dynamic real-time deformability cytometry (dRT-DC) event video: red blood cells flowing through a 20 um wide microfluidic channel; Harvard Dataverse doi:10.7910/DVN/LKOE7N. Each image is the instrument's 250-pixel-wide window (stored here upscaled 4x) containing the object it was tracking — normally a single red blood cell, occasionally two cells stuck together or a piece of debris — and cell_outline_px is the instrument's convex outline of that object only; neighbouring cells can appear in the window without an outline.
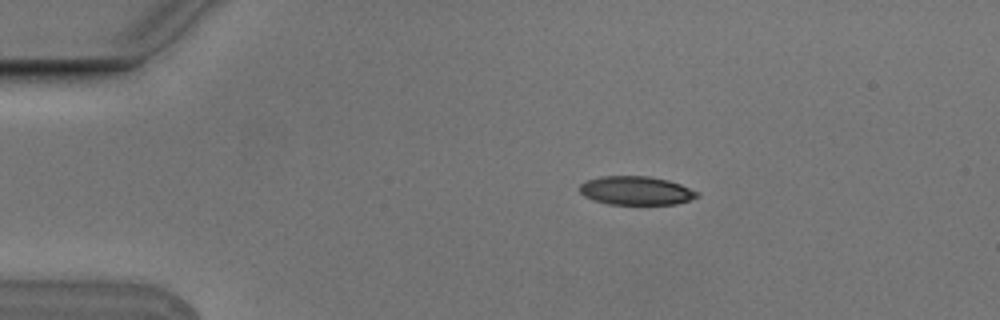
{"species": "Egyptian fruit bat (a non-hibernating species)", "species_latin": "Rousettus aegyptiacus", "temperature_condition": "cold", "stored_images_in_passage": 3, "camera_frame_rate_fps": 3000, "um_per_image_px": 0.085, "animal": {"sex": "male"}, "frame": {"image": 1, "passage_image": 2, "time_ms": 0.333, "image_size_px": [1000, 320], "cell_outline_px": [[700, 196], [676, 204], [608, 204], [584, 196], [580, 192], [580, 184], [588, 180], [600, 176], [648, 176], [668, 180], [680, 184], [700, 192]], "centroid_in_image_um": [54.09, 16.2], "position_along_channel_um": 30.9, "area_um2": 19.54}}